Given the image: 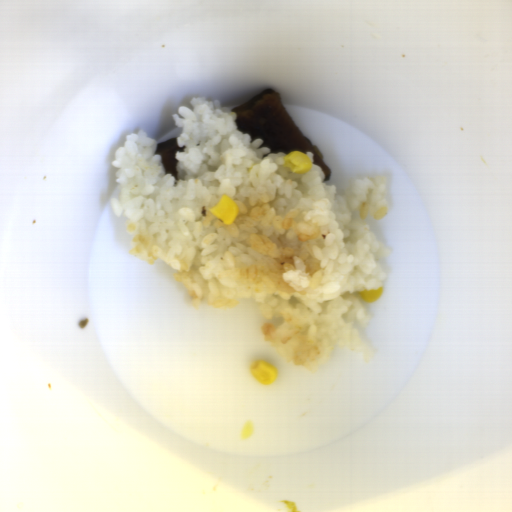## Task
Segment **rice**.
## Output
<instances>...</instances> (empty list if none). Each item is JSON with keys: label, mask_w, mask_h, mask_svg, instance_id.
<instances>
[{"label": "rice", "mask_w": 512, "mask_h": 512, "mask_svg": "<svg viewBox=\"0 0 512 512\" xmlns=\"http://www.w3.org/2000/svg\"><path fill=\"white\" fill-rule=\"evenodd\" d=\"M172 115L177 176L166 173L146 131L125 135L111 166L120 192L109 200L127 219L129 255L174 269L195 308L259 305L264 340L287 365L317 372L336 347L370 362L359 336L373 319L359 292L384 287L380 261L390 254L365 219L388 212L385 176L358 177L344 192L327 185L314 163L306 174L285 166L263 139L237 128L220 100L194 97ZM227 195L239 206L233 223L210 212Z\"/></svg>", "instance_id": "1"}]
</instances>
